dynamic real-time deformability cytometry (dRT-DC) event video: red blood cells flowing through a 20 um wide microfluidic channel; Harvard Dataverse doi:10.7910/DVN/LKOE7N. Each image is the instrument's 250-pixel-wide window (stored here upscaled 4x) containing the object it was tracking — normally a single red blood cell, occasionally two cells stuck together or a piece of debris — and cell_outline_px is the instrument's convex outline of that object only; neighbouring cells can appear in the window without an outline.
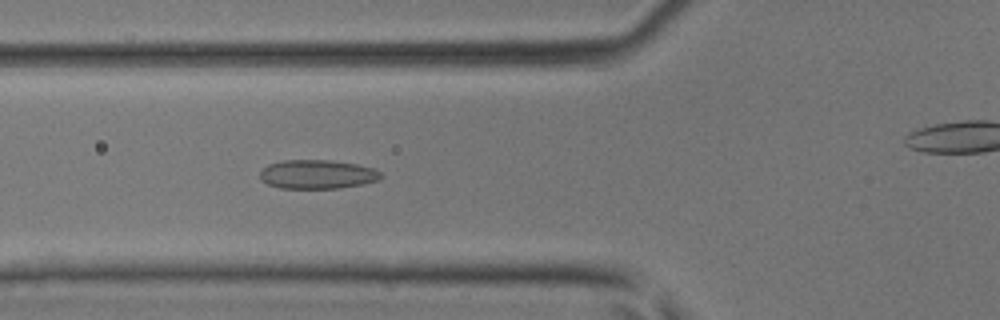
{"species": "common noctule bat (a hibernating species)", "species_latin": "Nyctalus noctula", "temperature_condition": "room temperature", "stored_images_in_passage": 31, "camera_frame_rate_fps": 3000, "um_per_image_px": 0.085, "animal": {"sex": "male", "body_mass_g": 17.9, "forearm_length_mm": 54.2}, "frame": {"image": 1, "passage_image": 3, "time_ms": 0.667, "image_size_px": [1000, 320], "cell_outline_px": [[384, 176], [376, 180], [360, 184], [336, 188], [280, 188], [268, 184], [260, 180], [260, 172], [268, 164], [284, 160], [332, 160], [356, 164], [372, 168], [380, 172]], "centroid_in_image_um": [26.93, 14.81], "position_along_channel_um": 98.9, "area_um2": 20.23}}
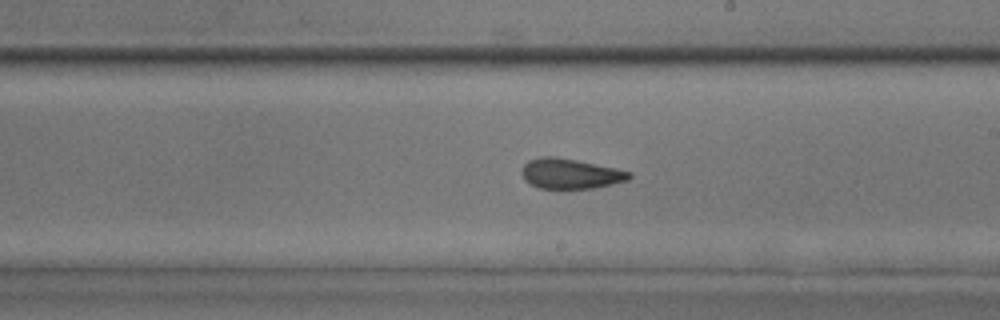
{"frame": {"image": 2, "passage_image": 12, "time_ms": 3.667, "image_size_px": [1000, 320], "cell_outline_px": [[632, 176], [628, 180], [596, 188], [536, 188], [524, 180], [520, 172], [524, 164], [528, 160], [540, 156], [556, 156], [616, 168], [632, 172]], "centroid_in_image_um": [48.45, 14.76], "position_along_channel_um": 240.5, "area_um2": 19.07}}
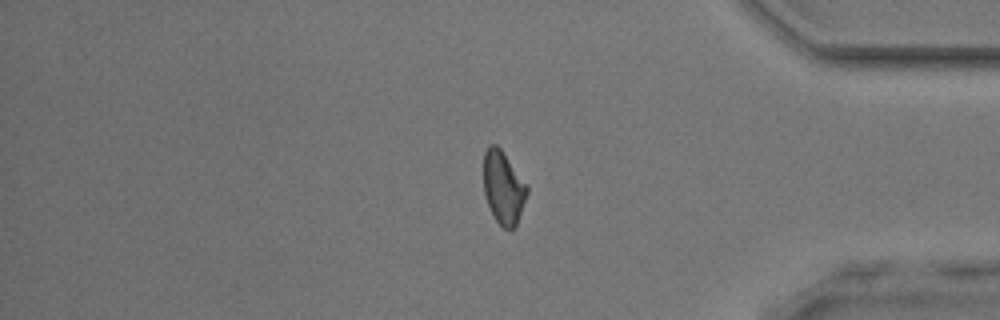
{"frame": {"image": 3, "passage_image": 23, "time_ms": 7.333, "image_size_px": [1000, 320], "cell_outline_px": [[528, 192], [516, 224], [512, 228], [504, 228], [496, 220], [488, 204], [484, 192], [484, 152], [488, 144], [496, 144], [500, 148], [528, 188]], "centroid_in_image_um": [42.76, 15.91], "position_along_channel_um": 392.4, "area_um2": 17.86}}